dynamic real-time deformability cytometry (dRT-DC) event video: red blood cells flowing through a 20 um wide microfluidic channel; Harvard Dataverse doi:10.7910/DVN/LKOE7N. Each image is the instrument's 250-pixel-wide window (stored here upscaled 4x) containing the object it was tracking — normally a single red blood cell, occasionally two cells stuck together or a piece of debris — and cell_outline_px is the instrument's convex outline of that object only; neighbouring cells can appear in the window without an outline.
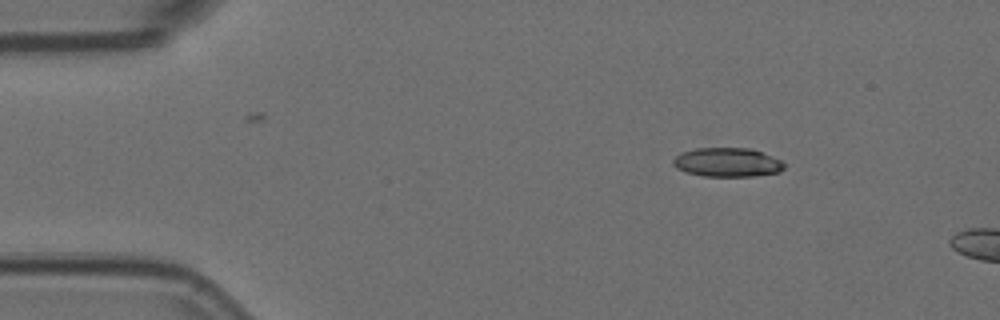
{"species": "Egyptian fruit bat (a non-hibernating species)", "species_latin": "Rousettus aegyptiacus", "temperature_condition": "room temperature", "stored_images_in_passage": 3, "camera_frame_rate_fps": 3000, "um_per_image_px": 0.085, "animal": {"sex": "female"}, "frame": {"image": 1, "passage_image": 1, "time_ms": 0.0, "image_size_px": [1000, 320], "cell_outline_px": [[784, 168], [780, 172], [752, 176], [704, 176], [684, 172], [676, 168], [672, 164], [672, 160], [680, 152], [696, 148], [748, 148], [772, 156], [780, 160], [784, 164]], "centroid_in_image_um": [61.77, 13.8], "position_along_channel_um": 23.2, "area_um2": 18.79}}